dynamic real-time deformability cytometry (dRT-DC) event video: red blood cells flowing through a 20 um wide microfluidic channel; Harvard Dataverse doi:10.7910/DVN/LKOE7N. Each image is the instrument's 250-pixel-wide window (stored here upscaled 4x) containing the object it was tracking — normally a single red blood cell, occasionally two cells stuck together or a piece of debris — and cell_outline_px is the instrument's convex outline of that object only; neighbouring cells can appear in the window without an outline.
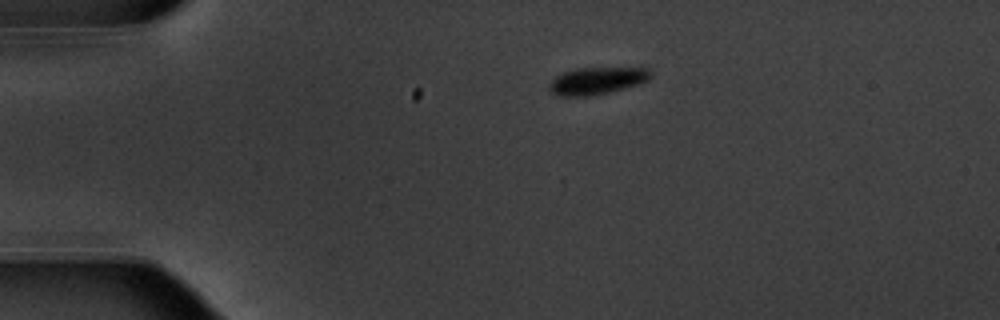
{"species": "common noctule bat (a hibernating species)", "species_latin": "Nyctalus noctula", "temperature_condition": "warm", "stored_images_in_passage": 44, "camera_frame_rate_fps": 3000, "um_per_image_px": 0.085, "animal": {"sex": "male", "body_mass_g": 20.1, "forearm_length_mm": 53.5}, "frame": {"image": 1, "passage_image": 1, "time_ms": 0.0, "image_size_px": [1000, 320], "cell_outline_px": [[652, 76], [648, 80], [640, 84], [608, 92], [588, 96], [560, 96], [552, 92], [548, 88], [548, 84], [556, 76], [564, 72], [576, 68], [648, 68], [652, 72]], "centroid_in_image_um": [50.75, 6.86], "position_along_channel_um": 34.3, "area_um2": 16.01}}
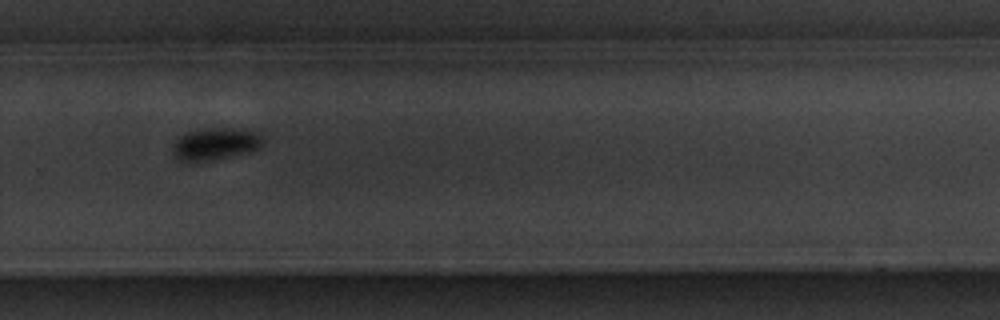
{"frame": {"image": 2, "passage_image": 27, "time_ms": 8.667, "image_size_px": [1000, 320], "cell_outline_px": [[264, 140], [256, 148], [244, 152], [208, 160], [188, 164], [184, 164], [172, 156], [172, 144], [180, 136], [188, 132], [208, 128], [244, 128], [260, 132]], "centroid_in_image_um": [18.22, 12.23], "position_along_channel_um": 311.6, "area_um2": 17.05}}
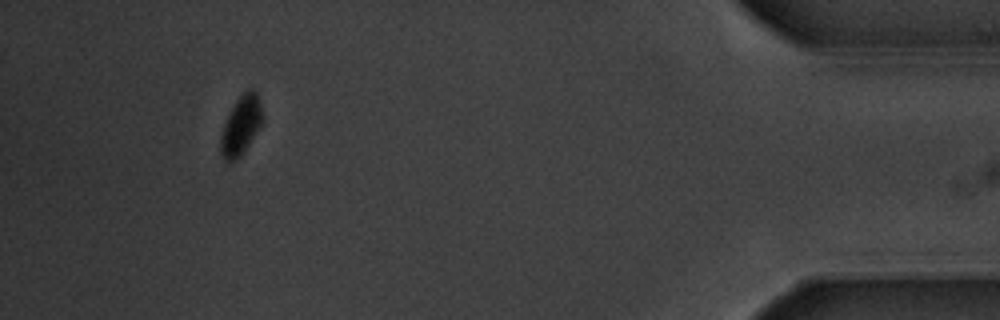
{"frame": {"image": 3, "passage_image": 40, "time_ms": 13.0, "image_size_px": [1000, 320], "cell_outline_px": [[264, 120], [244, 152], [236, 160], [224, 160], [220, 156], [220, 136], [224, 124], [236, 100], [248, 88], [252, 88], [256, 92], [264, 116]], "centroid_in_image_um": [20.49, 10.67], "position_along_channel_um": 414.7, "area_um2": 14.33}, "authors_computed_cell_mechanics": {"area_um2": 16.9354, "velocity_mm_per_s": 3.7552, "shape_relaxation_time_tau1_ms": 1.8507, "shape_relaxation_time_tau2_ms": null, "deformation_change_tau1": 0.129, "deformation_change_tau2": null}}